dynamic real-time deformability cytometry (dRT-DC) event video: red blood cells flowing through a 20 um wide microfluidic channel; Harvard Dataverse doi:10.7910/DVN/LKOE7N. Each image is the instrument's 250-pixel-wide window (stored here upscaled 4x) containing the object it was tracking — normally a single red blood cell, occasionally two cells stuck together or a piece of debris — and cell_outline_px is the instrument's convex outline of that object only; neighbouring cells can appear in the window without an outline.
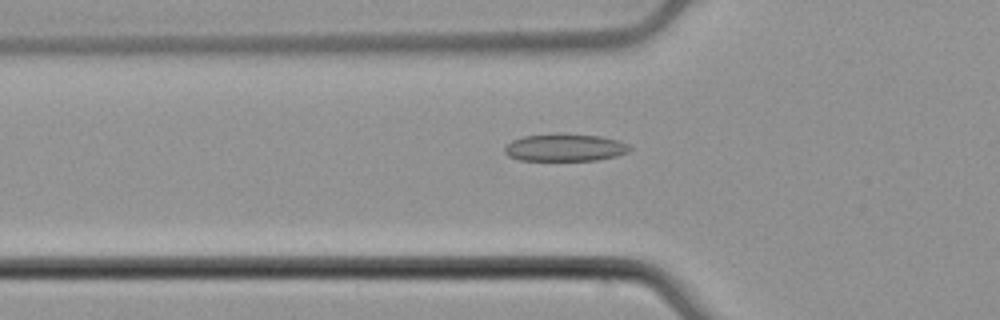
{"species": "common noctule bat (a hibernating species)", "species_latin": "Nyctalus noctula", "temperature_condition": "cold", "stored_images_in_passage": 43, "camera_frame_rate_fps": 3000, "um_per_image_px": 0.085, "animal": {"sex": "male", "body_mass_g": 21.5, "forearm_length_mm": 52.0}, "frame": {"image": 1, "passage_image": 9, "time_ms": 2.667, "image_size_px": [1000, 320], "cell_outline_px": [[632, 148], [628, 152], [616, 156], [596, 160], [520, 160], [508, 156], [504, 152], [504, 148], [512, 140], [524, 136], [556, 132], [564, 132], [600, 136], [620, 140], [628, 144]], "centroid_in_image_um": [48.03, 12.51], "position_along_channel_um": 77.8, "area_um2": 20.4}}
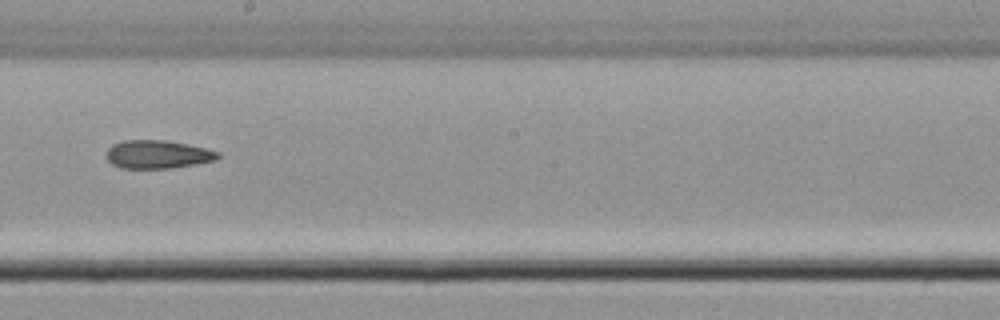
{"frame": {"image": 2, "passage_image": 21, "time_ms": 6.667, "image_size_px": [1000, 320], "cell_outline_px": [[220, 156], [216, 160], [196, 164], [172, 168], [120, 168], [112, 164], [104, 156], [108, 148], [112, 144], [124, 140], [168, 140], [208, 148], [220, 152]], "centroid_in_image_um": [13.4, 13.11], "position_along_channel_um": 234.8, "area_um2": 18.67}}
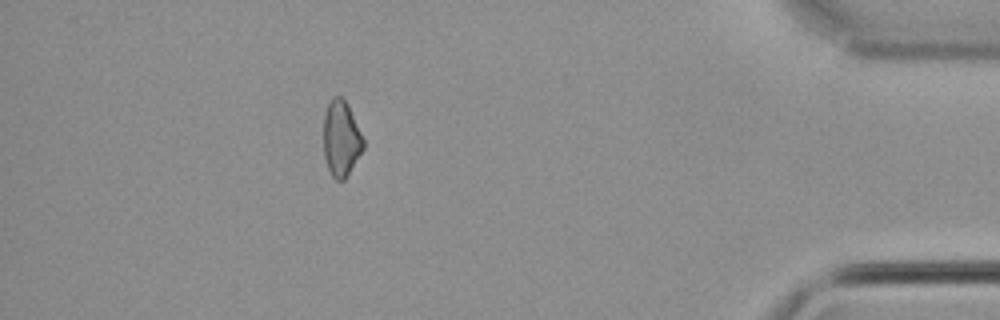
{"frame": {"image": 3, "passage_image": 38, "time_ms": 12.333, "image_size_px": [1000, 320], "cell_outline_px": [[364, 148], [344, 180], [336, 180], [332, 176], [328, 168], [324, 156], [324, 116], [328, 100], [332, 96], [340, 96], [348, 104], [364, 140]], "centroid_in_image_um": [28.99, 11.75], "position_along_channel_um": 406.2, "area_um2": 17.51}}